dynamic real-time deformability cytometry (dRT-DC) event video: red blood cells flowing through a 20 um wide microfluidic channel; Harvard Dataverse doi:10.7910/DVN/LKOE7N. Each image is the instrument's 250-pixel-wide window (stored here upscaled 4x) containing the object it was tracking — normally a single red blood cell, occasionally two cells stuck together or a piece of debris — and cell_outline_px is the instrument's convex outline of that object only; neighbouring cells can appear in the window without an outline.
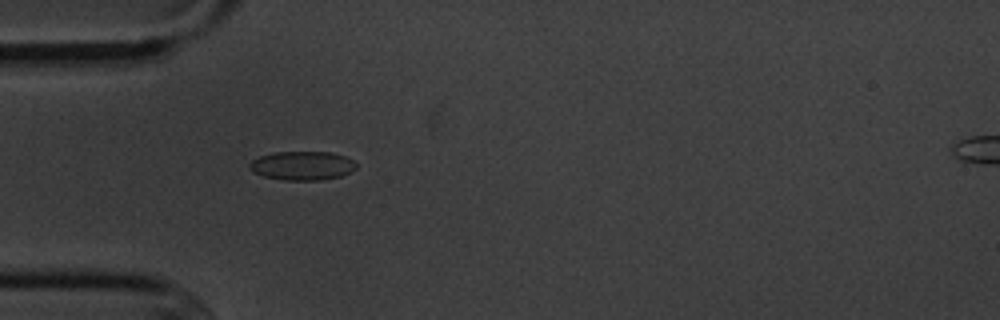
{"species": "common noctule bat (a hibernating species)", "species_latin": "Nyctalus noctula", "temperature_condition": "cold", "stored_images_in_passage": 5, "segment_of_instrument_passage": [1, 2], "camera_frame_rate_fps": 3000, "um_per_image_px": 0.085, "animal": {"sex": "male", "body_mass_g": 20.1, "forearm_length_mm": 53.5}, "frame": {"image": 1, "passage_image": 4, "time_ms": 4.333, "image_size_px": [1000, 320], "cell_outline_px": [[356, 168], [340, 176], [320, 180], [284, 180], [264, 176], [252, 172], [248, 168], [248, 164], [252, 160], [260, 156], [272, 152], [332, 152], [344, 156], [352, 160], [356, 164]], "centroid_in_image_um": [25.64, 14.07], "position_along_channel_um": 59.4, "area_um2": 17.92}}